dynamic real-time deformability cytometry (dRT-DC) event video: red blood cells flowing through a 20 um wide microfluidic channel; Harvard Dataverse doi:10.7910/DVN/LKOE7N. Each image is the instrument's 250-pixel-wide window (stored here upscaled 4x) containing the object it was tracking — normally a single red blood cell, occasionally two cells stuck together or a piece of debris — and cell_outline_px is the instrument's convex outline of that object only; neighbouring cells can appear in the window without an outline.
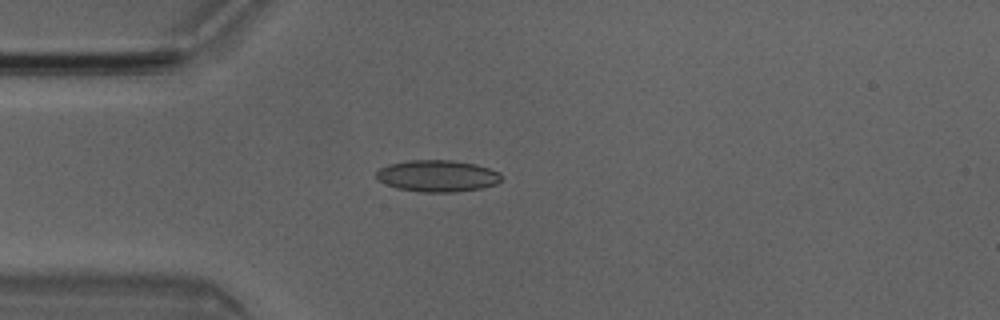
{"species": "Egyptian fruit bat (a non-hibernating species)", "species_latin": "Rousettus aegyptiacus", "temperature_condition": "room temperature", "stored_images_in_passage": 37, "camera_frame_rate_fps": 3000, "um_per_image_px": 0.085, "animal": {"sex": "male"}, "frame": {"image": 1, "passage_image": 13, "time_ms": 4.0, "image_size_px": [1000, 320], "cell_outline_px": [[500, 180], [496, 184], [480, 188], [456, 192], [420, 192], [396, 188], [384, 184], [376, 180], [376, 172], [380, 168], [388, 164], [408, 160], [452, 160], [476, 164], [500, 172]], "centroid_in_image_um": [37.13, 14.95], "position_along_channel_um": 47.9, "area_um2": 23.24}}
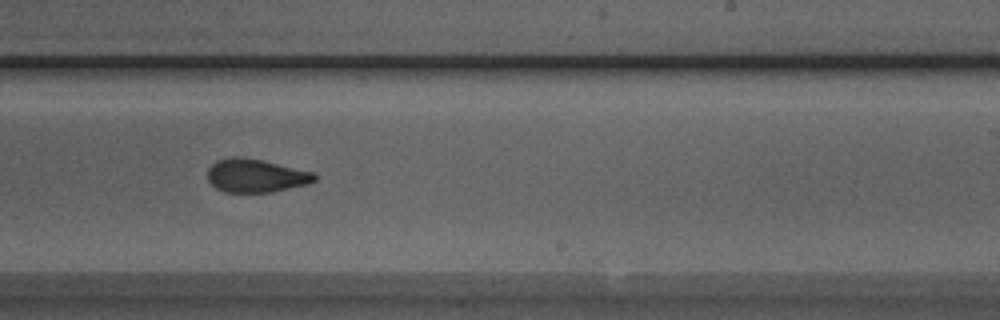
{"frame": {"image": 2, "passage_image": 30, "time_ms": 9.667, "image_size_px": [1000, 320], "cell_outline_px": [[316, 180], [308, 184], [272, 192], [224, 192], [216, 188], [208, 180], [208, 168], [216, 160], [232, 156], [244, 156], [264, 160], [312, 172], [316, 176]], "centroid_in_image_um": [21.72, 14.92], "position_along_channel_um": 267.3, "area_um2": 20.92}}
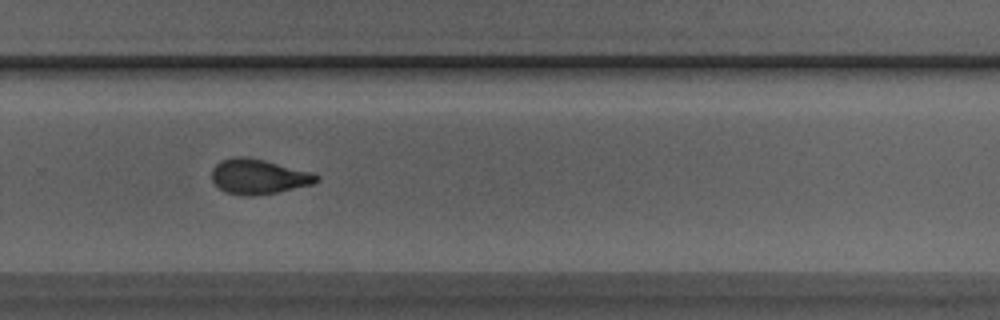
{"frame": {"image": 3, "passage_image": 33, "time_ms": 10.667, "image_size_px": [1000, 320], "cell_outline_px": [[320, 180], [312, 184], [276, 192], [252, 196], [240, 196], [224, 192], [212, 180], [212, 168], [220, 160], [232, 156], [248, 156], [312, 172], [320, 176]], "centroid_in_image_um": [21.95, 15.0], "position_along_channel_um": 307.9, "area_um2": 21.5}}